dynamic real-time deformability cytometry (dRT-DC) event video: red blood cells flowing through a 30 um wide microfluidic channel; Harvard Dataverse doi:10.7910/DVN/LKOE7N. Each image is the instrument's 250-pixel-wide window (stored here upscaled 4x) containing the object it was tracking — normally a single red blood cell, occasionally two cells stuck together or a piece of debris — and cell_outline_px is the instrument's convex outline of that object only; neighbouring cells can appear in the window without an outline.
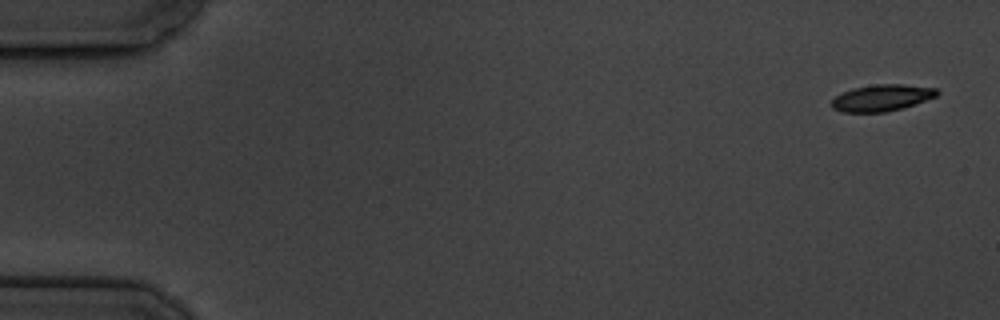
{"species": "common noctule bat (a hibernating species)", "species_latin": "Nyctalus noctula", "temperature_condition": "cold", "stored_images_in_passage": 7, "camera_frame_rate_fps": 3000, "um_per_image_px": 0.085, "animal": {"sex": "male", "body_mass_g": 19.5, "forearm_length_mm": 54.6}, "frame": {"image": 1, "passage_image": 1, "time_ms": 0.0, "image_size_px": [1000, 320], "cell_outline_px": [[940, 92], [936, 96], [900, 108], [884, 112], [840, 112], [832, 108], [832, 100], [840, 92], [852, 88], [876, 84], [904, 84], [936, 88]], "centroid_in_image_um": [74.9, 8.3], "position_along_channel_um": 10.1, "area_um2": 16.18}}
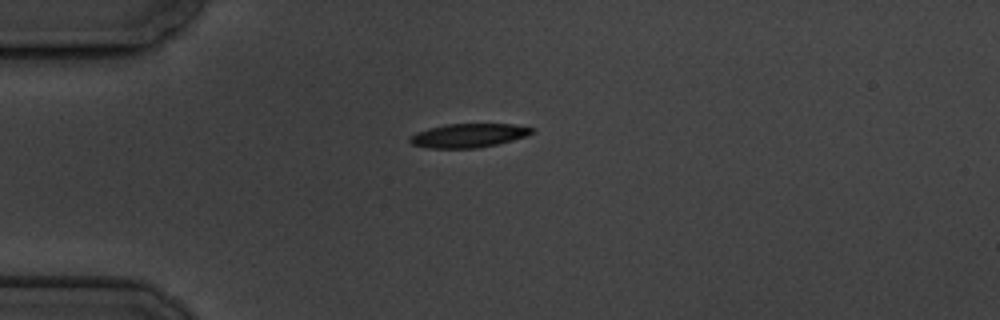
{"frame": {"image": 2, "passage_image": 4, "time_ms": 4.333, "image_size_px": [1000, 320], "cell_outline_px": [[536, 128], [532, 132], [524, 136], [512, 140], [496, 144], [476, 148], [428, 148], [412, 144], [408, 140], [416, 132], [428, 128], [448, 124], [512, 124]], "centroid_in_image_um": [39.8, 11.51], "position_along_channel_um": 45.2, "area_um2": 16.76}}